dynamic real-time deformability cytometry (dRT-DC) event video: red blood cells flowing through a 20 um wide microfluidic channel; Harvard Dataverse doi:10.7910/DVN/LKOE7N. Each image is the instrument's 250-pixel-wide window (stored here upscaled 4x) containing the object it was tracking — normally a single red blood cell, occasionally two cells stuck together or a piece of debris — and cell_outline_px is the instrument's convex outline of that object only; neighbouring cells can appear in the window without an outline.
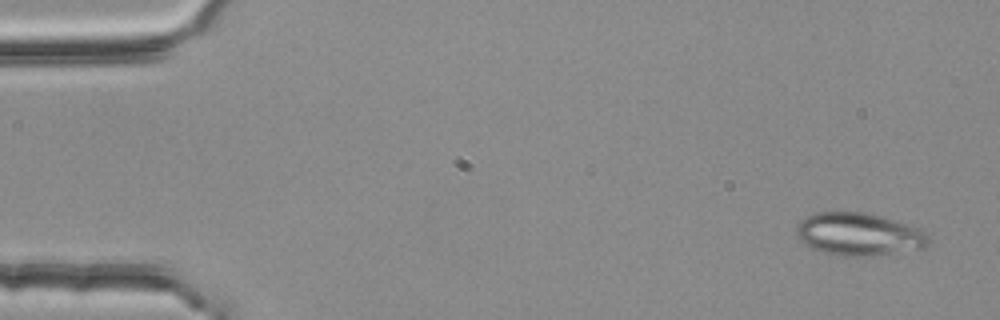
{"species": "common noctule bat (a hibernating species)", "species_latin": "Nyctalus noctula", "temperature_condition": "room temperature", "stored_images_in_passage": 6, "camera_frame_rate_fps": 3000, "um_per_image_px": 0.085, "animal": {"sex": "female", "body_mass_g": 25.1}, "frame": {"image": 1, "passage_image": 1, "time_ms": 0.0, "image_size_px": [1000, 320], "cell_outline_px": [[932, 240], [924, 248], [872, 256], [836, 256], [824, 252], [800, 240], [796, 236], [796, 224], [800, 220], [816, 212], [868, 212], [884, 216], [920, 228]], "centroid_in_image_um": [73.03, 19.9], "position_along_channel_um": 12.0, "area_um2": 33.12}}
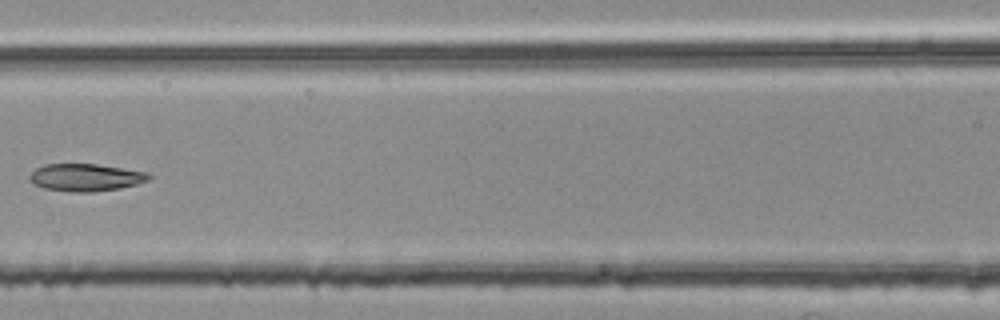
{"frame": {"image": 2, "passage_image": 6, "time_ms": 1.667, "image_size_px": [1000, 320], "cell_outline_px": [[152, 176], [148, 180], [136, 184], [120, 188], [92, 192], [68, 192], [44, 188], [28, 180], [28, 176], [36, 168], [44, 164], [96, 164], [148, 172]], "centroid_in_image_um": [7.27, 15.08], "position_along_channel_um": 159.3, "area_um2": 19.07}}